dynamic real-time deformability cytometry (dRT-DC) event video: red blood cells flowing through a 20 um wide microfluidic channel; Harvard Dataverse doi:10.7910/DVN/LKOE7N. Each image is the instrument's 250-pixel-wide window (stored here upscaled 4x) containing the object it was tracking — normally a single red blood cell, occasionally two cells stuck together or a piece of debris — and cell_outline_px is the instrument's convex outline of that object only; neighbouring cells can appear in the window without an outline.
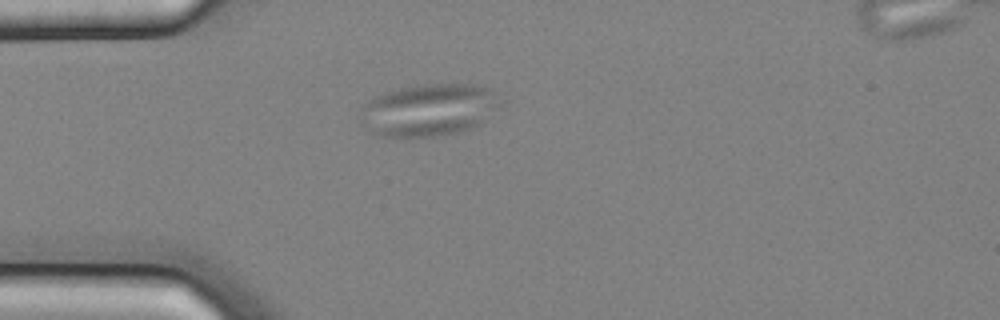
{"species": "common noctule bat (a hibernating species)", "species_latin": "Nyctalus noctula", "temperature_condition": "cold", "stored_images_in_passage": 5, "camera_frame_rate_fps": 3000, "um_per_image_px": 0.085, "animal": {"sex": "male", "body_mass_g": 20.4}, "frame": {"image": 1, "passage_image": 3, "time_ms": 0.667, "image_size_px": [1000, 320], "cell_outline_px": [[480, 124], [472, 128], [460, 132], [432, 136], [380, 136], [372, 132], [380, 128], [408, 120], [444, 116], [480, 116]], "centroid_in_image_um": [36.56, 10.75], "position_along_channel_um": 48.4, "area_um2": 11.04}}